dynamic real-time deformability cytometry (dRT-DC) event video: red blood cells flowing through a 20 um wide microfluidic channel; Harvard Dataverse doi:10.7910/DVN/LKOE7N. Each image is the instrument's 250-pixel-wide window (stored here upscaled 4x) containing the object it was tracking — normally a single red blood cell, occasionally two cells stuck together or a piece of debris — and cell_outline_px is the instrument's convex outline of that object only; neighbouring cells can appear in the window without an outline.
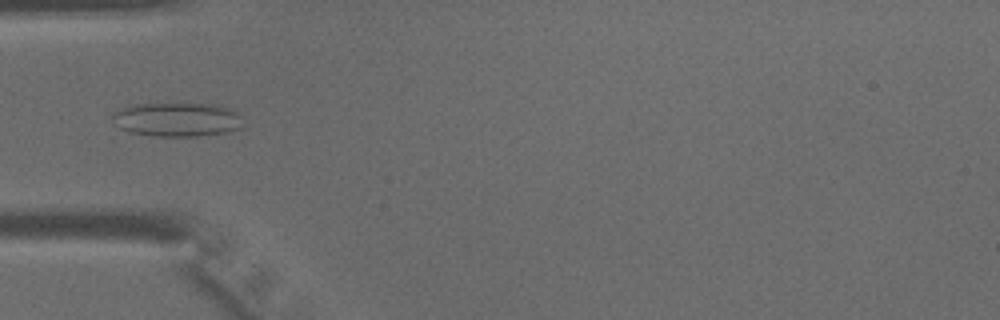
{"species": "common noctule bat (a hibernating species)", "species_latin": "Nyctalus noctula", "temperature_condition": "warm", "stored_images_in_passage": 44, "camera_frame_rate_fps": 3000, "um_per_image_px": 0.085, "animal": {"sex": "male", "body_mass_g": 15.6}, "frame": {"image": 1, "passage_image": 14, "time_ms": 4.333, "image_size_px": [1000, 320], "cell_outline_px": [[244, 128], [224, 132], [196, 136], [156, 136], [132, 132], [120, 128], [112, 116], [116, 112], [124, 108], [136, 104], [156, 100], [220, 104], [232, 108], [240, 116]], "centroid_in_image_um": [15.12, 10.09], "position_along_channel_um": 69.9, "area_um2": 26.82}}
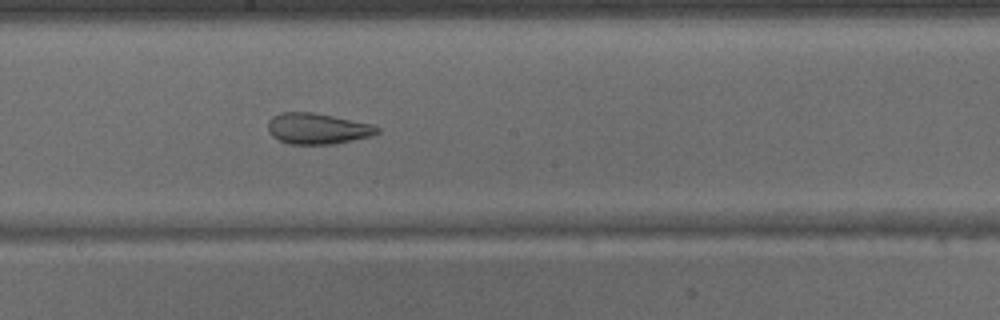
{"frame": {"image": 2, "passage_image": 24, "time_ms": 7.667, "image_size_px": [1000, 320], "cell_outline_px": [[380, 132], [372, 136], [332, 144], [288, 144], [272, 136], [268, 132], [268, 120], [272, 116], [280, 112], [312, 112], [372, 124], [380, 128]], "centroid_in_image_um": [26.97, 10.93], "position_along_channel_um": 221.2, "area_um2": 19.71}}
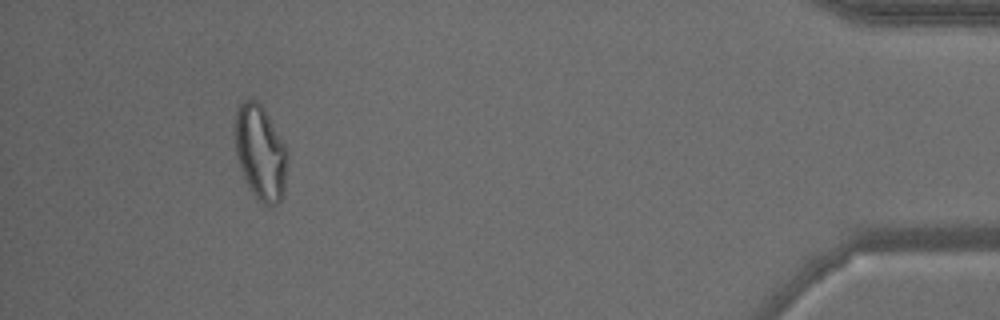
{"frame": {"image": 3, "passage_image": 41, "time_ms": 13.333, "image_size_px": [1000, 320], "cell_outline_px": [[288, 156], [284, 196], [276, 204], [268, 208], [252, 192], [240, 168], [236, 152], [232, 128], [236, 108], [240, 100], [256, 100], [264, 108], [288, 148]], "centroid_in_image_um": [22.13, 12.92], "position_along_channel_um": 413.1, "area_um2": 29.77}}